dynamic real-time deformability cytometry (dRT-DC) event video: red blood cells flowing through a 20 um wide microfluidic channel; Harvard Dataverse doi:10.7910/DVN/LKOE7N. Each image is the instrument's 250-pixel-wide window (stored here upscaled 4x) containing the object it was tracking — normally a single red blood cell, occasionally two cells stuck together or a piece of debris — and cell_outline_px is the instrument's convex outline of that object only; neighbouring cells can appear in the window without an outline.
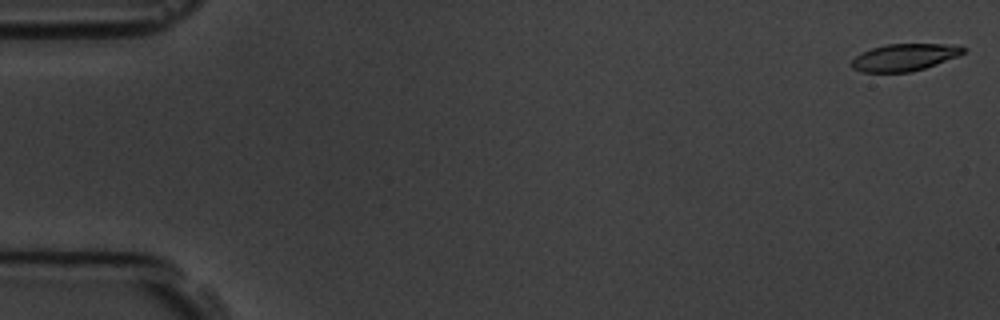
{"species": "common noctule bat (a hibernating species)", "species_latin": "Nyctalus noctula", "temperature_condition": "room temperature", "stored_images_in_passage": 5, "camera_frame_rate_fps": 3000, "um_per_image_px": 0.085, "animal": {"sex": "male", "body_mass_g": 19.5, "forearm_length_mm": 54.6}, "frame": {"image": 1, "passage_image": 1, "time_ms": 0.0, "image_size_px": [1000, 320], "cell_outline_px": [[968, 48], [964, 52], [956, 56], [936, 64], [924, 68], [908, 72], [860, 72], [852, 68], [852, 60], [860, 52], [872, 48], [888, 44], [944, 44]], "centroid_in_image_um": [76.83, 4.87], "position_along_channel_um": 8.2, "area_um2": 17.4}}
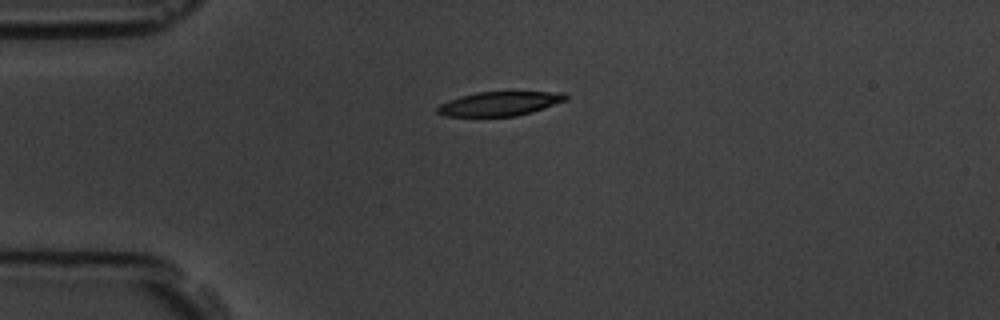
{"frame": {"image": 2, "passage_image": 5, "time_ms": 4.333, "image_size_px": [1000, 320], "cell_outline_px": [[568, 100], [532, 112], [516, 116], [444, 116], [436, 112], [436, 108], [440, 104], [448, 100], [460, 96], [476, 92], [564, 92], [568, 96]], "centroid_in_image_um": [42.47, 8.81], "position_along_channel_um": 42.5, "area_um2": 18.15}}